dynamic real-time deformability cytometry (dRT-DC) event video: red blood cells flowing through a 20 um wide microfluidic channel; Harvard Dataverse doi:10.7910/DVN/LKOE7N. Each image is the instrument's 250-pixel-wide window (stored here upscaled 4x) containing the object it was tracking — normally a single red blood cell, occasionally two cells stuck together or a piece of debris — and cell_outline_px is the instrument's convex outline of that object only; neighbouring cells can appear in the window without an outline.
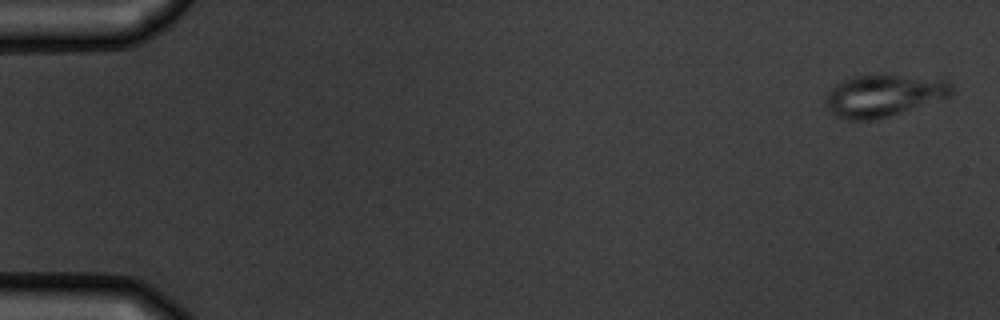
{"species": "common noctule bat (a hibernating species)", "species_latin": "Nyctalus noctula", "temperature_condition": "warm", "stored_images_in_passage": 5, "camera_frame_rate_fps": 3000, "um_per_image_px": 0.085, "animal": {"sex": "male", "body_mass_g": 19.5, "forearm_length_mm": 54.6}, "frame": {"image": 1, "passage_image": 1, "time_ms": 0.0, "image_size_px": [1000, 320], "cell_outline_px": [[952, 96], [948, 100], [876, 120], [844, 120], [836, 116], [828, 108], [824, 100], [824, 96], [836, 84], [844, 80], [856, 76], [884, 72], [948, 80], [952, 84]], "centroid_in_image_um": [75.2, 8.11], "position_along_channel_um": 9.8, "area_um2": 32.31}}